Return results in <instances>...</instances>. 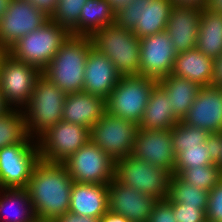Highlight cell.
I'll return each instance as SVG.
<instances>
[{
	"instance_id": "cell-1",
	"label": "cell",
	"mask_w": 222,
	"mask_h": 222,
	"mask_svg": "<svg viewBox=\"0 0 222 222\" xmlns=\"http://www.w3.org/2000/svg\"><path fill=\"white\" fill-rule=\"evenodd\" d=\"M73 183L63 163L40 160L25 188L36 218L54 220L68 212Z\"/></svg>"
},
{
	"instance_id": "cell-2",
	"label": "cell",
	"mask_w": 222,
	"mask_h": 222,
	"mask_svg": "<svg viewBox=\"0 0 222 222\" xmlns=\"http://www.w3.org/2000/svg\"><path fill=\"white\" fill-rule=\"evenodd\" d=\"M92 48L91 37L70 35L42 75L66 94L83 91L85 63Z\"/></svg>"
},
{
	"instance_id": "cell-3",
	"label": "cell",
	"mask_w": 222,
	"mask_h": 222,
	"mask_svg": "<svg viewBox=\"0 0 222 222\" xmlns=\"http://www.w3.org/2000/svg\"><path fill=\"white\" fill-rule=\"evenodd\" d=\"M93 47L115 65L121 76L140 75V39L116 23L91 36Z\"/></svg>"
},
{
	"instance_id": "cell-4",
	"label": "cell",
	"mask_w": 222,
	"mask_h": 222,
	"mask_svg": "<svg viewBox=\"0 0 222 222\" xmlns=\"http://www.w3.org/2000/svg\"><path fill=\"white\" fill-rule=\"evenodd\" d=\"M66 93L41 75L23 109L28 136L37 140L49 128L62 120Z\"/></svg>"
},
{
	"instance_id": "cell-5",
	"label": "cell",
	"mask_w": 222,
	"mask_h": 222,
	"mask_svg": "<svg viewBox=\"0 0 222 222\" xmlns=\"http://www.w3.org/2000/svg\"><path fill=\"white\" fill-rule=\"evenodd\" d=\"M70 35L66 28L49 19L37 30L18 40L6 52L13 58L42 71Z\"/></svg>"
},
{
	"instance_id": "cell-6",
	"label": "cell",
	"mask_w": 222,
	"mask_h": 222,
	"mask_svg": "<svg viewBox=\"0 0 222 222\" xmlns=\"http://www.w3.org/2000/svg\"><path fill=\"white\" fill-rule=\"evenodd\" d=\"M156 80L143 75L121 76L105 99L106 112L140 124Z\"/></svg>"
},
{
	"instance_id": "cell-7",
	"label": "cell",
	"mask_w": 222,
	"mask_h": 222,
	"mask_svg": "<svg viewBox=\"0 0 222 222\" xmlns=\"http://www.w3.org/2000/svg\"><path fill=\"white\" fill-rule=\"evenodd\" d=\"M42 71L28 63L0 52V93L9 109L23 110Z\"/></svg>"
},
{
	"instance_id": "cell-8",
	"label": "cell",
	"mask_w": 222,
	"mask_h": 222,
	"mask_svg": "<svg viewBox=\"0 0 222 222\" xmlns=\"http://www.w3.org/2000/svg\"><path fill=\"white\" fill-rule=\"evenodd\" d=\"M171 176L170 171L138 160L132 155L115 161L114 177L121 184L156 200L168 198Z\"/></svg>"
},
{
	"instance_id": "cell-9",
	"label": "cell",
	"mask_w": 222,
	"mask_h": 222,
	"mask_svg": "<svg viewBox=\"0 0 222 222\" xmlns=\"http://www.w3.org/2000/svg\"><path fill=\"white\" fill-rule=\"evenodd\" d=\"M172 0H134L116 13L115 23L139 38L165 31Z\"/></svg>"
},
{
	"instance_id": "cell-10",
	"label": "cell",
	"mask_w": 222,
	"mask_h": 222,
	"mask_svg": "<svg viewBox=\"0 0 222 222\" xmlns=\"http://www.w3.org/2000/svg\"><path fill=\"white\" fill-rule=\"evenodd\" d=\"M40 160L37 140L29 136L0 149V188H26Z\"/></svg>"
},
{
	"instance_id": "cell-11",
	"label": "cell",
	"mask_w": 222,
	"mask_h": 222,
	"mask_svg": "<svg viewBox=\"0 0 222 222\" xmlns=\"http://www.w3.org/2000/svg\"><path fill=\"white\" fill-rule=\"evenodd\" d=\"M139 125L107 112L91 127L90 140L115 162L132 155Z\"/></svg>"
},
{
	"instance_id": "cell-12",
	"label": "cell",
	"mask_w": 222,
	"mask_h": 222,
	"mask_svg": "<svg viewBox=\"0 0 222 222\" xmlns=\"http://www.w3.org/2000/svg\"><path fill=\"white\" fill-rule=\"evenodd\" d=\"M90 140V129L61 120L37 139L40 159L63 163Z\"/></svg>"
},
{
	"instance_id": "cell-13",
	"label": "cell",
	"mask_w": 222,
	"mask_h": 222,
	"mask_svg": "<svg viewBox=\"0 0 222 222\" xmlns=\"http://www.w3.org/2000/svg\"><path fill=\"white\" fill-rule=\"evenodd\" d=\"M63 164L74 182L109 184L114 179L115 162L91 140Z\"/></svg>"
},
{
	"instance_id": "cell-14",
	"label": "cell",
	"mask_w": 222,
	"mask_h": 222,
	"mask_svg": "<svg viewBox=\"0 0 222 222\" xmlns=\"http://www.w3.org/2000/svg\"><path fill=\"white\" fill-rule=\"evenodd\" d=\"M49 20L43 11L28 0H10L0 20V52H6L25 35Z\"/></svg>"
},
{
	"instance_id": "cell-15",
	"label": "cell",
	"mask_w": 222,
	"mask_h": 222,
	"mask_svg": "<svg viewBox=\"0 0 222 222\" xmlns=\"http://www.w3.org/2000/svg\"><path fill=\"white\" fill-rule=\"evenodd\" d=\"M177 54L166 31L141 38L140 75L156 81L163 79L171 74Z\"/></svg>"
},
{
	"instance_id": "cell-16",
	"label": "cell",
	"mask_w": 222,
	"mask_h": 222,
	"mask_svg": "<svg viewBox=\"0 0 222 222\" xmlns=\"http://www.w3.org/2000/svg\"><path fill=\"white\" fill-rule=\"evenodd\" d=\"M132 156L156 167L174 172L175 154L172 149L171 129L139 128Z\"/></svg>"
},
{
	"instance_id": "cell-17",
	"label": "cell",
	"mask_w": 222,
	"mask_h": 222,
	"mask_svg": "<svg viewBox=\"0 0 222 222\" xmlns=\"http://www.w3.org/2000/svg\"><path fill=\"white\" fill-rule=\"evenodd\" d=\"M182 122L209 131L213 136L222 132V86L201 87Z\"/></svg>"
},
{
	"instance_id": "cell-18",
	"label": "cell",
	"mask_w": 222,
	"mask_h": 222,
	"mask_svg": "<svg viewBox=\"0 0 222 222\" xmlns=\"http://www.w3.org/2000/svg\"><path fill=\"white\" fill-rule=\"evenodd\" d=\"M156 199L121 184L115 177L108 184V209L131 222H148Z\"/></svg>"
},
{
	"instance_id": "cell-19",
	"label": "cell",
	"mask_w": 222,
	"mask_h": 222,
	"mask_svg": "<svg viewBox=\"0 0 222 222\" xmlns=\"http://www.w3.org/2000/svg\"><path fill=\"white\" fill-rule=\"evenodd\" d=\"M202 10L184 5H174L171 9L165 31L177 53L196 48Z\"/></svg>"
},
{
	"instance_id": "cell-20",
	"label": "cell",
	"mask_w": 222,
	"mask_h": 222,
	"mask_svg": "<svg viewBox=\"0 0 222 222\" xmlns=\"http://www.w3.org/2000/svg\"><path fill=\"white\" fill-rule=\"evenodd\" d=\"M120 78L115 65L93 47L85 63L83 91L106 99Z\"/></svg>"
},
{
	"instance_id": "cell-21",
	"label": "cell",
	"mask_w": 222,
	"mask_h": 222,
	"mask_svg": "<svg viewBox=\"0 0 222 222\" xmlns=\"http://www.w3.org/2000/svg\"><path fill=\"white\" fill-rule=\"evenodd\" d=\"M106 112L105 99L84 91L66 95L62 120L91 129Z\"/></svg>"
},
{
	"instance_id": "cell-22",
	"label": "cell",
	"mask_w": 222,
	"mask_h": 222,
	"mask_svg": "<svg viewBox=\"0 0 222 222\" xmlns=\"http://www.w3.org/2000/svg\"><path fill=\"white\" fill-rule=\"evenodd\" d=\"M69 212L101 218L108 209V184L74 182Z\"/></svg>"
},
{
	"instance_id": "cell-23",
	"label": "cell",
	"mask_w": 222,
	"mask_h": 222,
	"mask_svg": "<svg viewBox=\"0 0 222 222\" xmlns=\"http://www.w3.org/2000/svg\"><path fill=\"white\" fill-rule=\"evenodd\" d=\"M213 61L197 48L178 53L171 75L186 78L200 87L212 85Z\"/></svg>"
},
{
	"instance_id": "cell-24",
	"label": "cell",
	"mask_w": 222,
	"mask_h": 222,
	"mask_svg": "<svg viewBox=\"0 0 222 222\" xmlns=\"http://www.w3.org/2000/svg\"><path fill=\"white\" fill-rule=\"evenodd\" d=\"M170 105L168 95L157 83L151 91L139 128L172 129L179 120L175 117Z\"/></svg>"
},
{
	"instance_id": "cell-25",
	"label": "cell",
	"mask_w": 222,
	"mask_h": 222,
	"mask_svg": "<svg viewBox=\"0 0 222 222\" xmlns=\"http://www.w3.org/2000/svg\"><path fill=\"white\" fill-rule=\"evenodd\" d=\"M157 83L168 95L171 104L170 107L175 117L179 121H182L190 110L201 87L186 78L171 74L158 80Z\"/></svg>"
},
{
	"instance_id": "cell-26",
	"label": "cell",
	"mask_w": 222,
	"mask_h": 222,
	"mask_svg": "<svg viewBox=\"0 0 222 222\" xmlns=\"http://www.w3.org/2000/svg\"><path fill=\"white\" fill-rule=\"evenodd\" d=\"M116 13L106 0H88L83 6L73 36L91 37L103 27L115 23Z\"/></svg>"
},
{
	"instance_id": "cell-27",
	"label": "cell",
	"mask_w": 222,
	"mask_h": 222,
	"mask_svg": "<svg viewBox=\"0 0 222 222\" xmlns=\"http://www.w3.org/2000/svg\"><path fill=\"white\" fill-rule=\"evenodd\" d=\"M35 219L25 188H0V222H34Z\"/></svg>"
},
{
	"instance_id": "cell-28",
	"label": "cell",
	"mask_w": 222,
	"mask_h": 222,
	"mask_svg": "<svg viewBox=\"0 0 222 222\" xmlns=\"http://www.w3.org/2000/svg\"><path fill=\"white\" fill-rule=\"evenodd\" d=\"M196 48L213 60L222 55V13L203 7Z\"/></svg>"
},
{
	"instance_id": "cell-29",
	"label": "cell",
	"mask_w": 222,
	"mask_h": 222,
	"mask_svg": "<svg viewBox=\"0 0 222 222\" xmlns=\"http://www.w3.org/2000/svg\"><path fill=\"white\" fill-rule=\"evenodd\" d=\"M217 139L214 136L208 142H204L199 147L186 148L175 157L173 174H179L188 168H197L218 163L217 160Z\"/></svg>"
},
{
	"instance_id": "cell-30",
	"label": "cell",
	"mask_w": 222,
	"mask_h": 222,
	"mask_svg": "<svg viewBox=\"0 0 222 222\" xmlns=\"http://www.w3.org/2000/svg\"><path fill=\"white\" fill-rule=\"evenodd\" d=\"M168 198L173 203L196 208H207L209 191L195 188L183 181L177 174H172L170 179Z\"/></svg>"
},
{
	"instance_id": "cell-31",
	"label": "cell",
	"mask_w": 222,
	"mask_h": 222,
	"mask_svg": "<svg viewBox=\"0 0 222 222\" xmlns=\"http://www.w3.org/2000/svg\"><path fill=\"white\" fill-rule=\"evenodd\" d=\"M28 137L23 110L8 109L0 115V149L23 142Z\"/></svg>"
},
{
	"instance_id": "cell-32",
	"label": "cell",
	"mask_w": 222,
	"mask_h": 222,
	"mask_svg": "<svg viewBox=\"0 0 222 222\" xmlns=\"http://www.w3.org/2000/svg\"><path fill=\"white\" fill-rule=\"evenodd\" d=\"M172 149L175 157L186 150V148L199 147L204 142H208L214 136L207 130L201 129L179 121L171 129Z\"/></svg>"
},
{
	"instance_id": "cell-33",
	"label": "cell",
	"mask_w": 222,
	"mask_h": 222,
	"mask_svg": "<svg viewBox=\"0 0 222 222\" xmlns=\"http://www.w3.org/2000/svg\"><path fill=\"white\" fill-rule=\"evenodd\" d=\"M178 176L195 188L210 191L222 178V169L218 163L182 170Z\"/></svg>"
},
{
	"instance_id": "cell-34",
	"label": "cell",
	"mask_w": 222,
	"mask_h": 222,
	"mask_svg": "<svg viewBox=\"0 0 222 222\" xmlns=\"http://www.w3.org/2000/svg\"><path fill=\"white\" fill-rule=\"evenodd\" d=\"M88 0H58L50 20L71 32L79 23L81 10Z\"/></svg>"
},
{
	"instance_id": "cell-35",
	"label": "cell",
	"mask_w": 222,
	"mask_h": 222,
	"mask_svg": "<svg viewBox=\"0 0 222 222\" xmlns=\"http://www.w3.org/2000/svg\"><path fill=\"white\" fill-rule=\"evenodd\" d=\"M206 221L222 222V178L209 191V198L206 209Z\"/></svg>"
},
{
	"instance_id": "cell-36",
	"label": "cell",
	"mask_w": 222,
	"mask_h": 222,
	"mask_svg": "<svg viewBox=\"0 0 222 222\" xmlns=\"http://www.w3.org/2000/svg\"><path fill=\"white\" fill-rule=\"evenodd\" d=\"M167 200L172 204L177 222H205L206 209L196 208L195 206H184L180 203H173L169 198Z\"/></svg>"
},
{
	"instance_id": "cell-37",
	"label": "cell",
	"mask_w": 222,
	"mask_h": 222,
	"mask_svg": "<svg viewBox=\"0 0 222 222\" xmlns=\"http://www.w3.org/2000/svg\"><path fill=\"white\" fill-rule=\"evenodd\" d=\"M148 222H177L172 204L167 199L157 200L153 205Z\"/></svg>"
},
{
	"instance_id": "cell-38",
	"label": "cell",
	"mask_w": 222,
	"mask_h": 222,
	"mask_svg": "<svg viewBox=\"0 0 222 222\" xmlns=\"http://www.w3.org/2000/svg\"><path fill=\"white\" fill-rule=\"evenodd\" d=\"M54 222H99V218L93 216H81L71 212H66L53 220Z\"/></svg>"
},
{
	"instance_id": "cell-39",
	"label": "cell",
	"mask_w": 222,
	"mask_h": 222,
	"mask_svg": "<svg viewBox=\"0 0 222 222\" xmlns=\"http://www.w3.org/2000/svg\"><path fill=\"white\" fill-rule=\"evenodd\" d=\"M34 4L39 10L43 11L47 16H51L54 12L58 0H28Z\"/></svg>"
},
{
	"instance_id": "cell-40",
	"label": "cell",
	"mask_w": 222,
	"mask_h": 222,
	"mask_svg": "<svg viewBox=\"0 0 222 222\" xmlns=\"http://www.w3.org/2000/svg\"><path fill=\"white\" fill-rule=\"evenodd\" d=\"M212 85L222 86V55L213 61Z\"/></svg>"
},
{
	"instance_id": "cell-41",
	"label": "cell",
	"mask_w": 222,
	"mask_h": 222,
	"mask_svg": "<svg viewBox=\"0 0 222 222\" xmlns=\"http://www.w3.org/2000/svg\"><path fill=\"white\" fill-rule=\"evenodd\" d=\"M99 222H131L126 217L107 211L100 219Z\"/></svg>"
},
{
	"instance_id": "cell-42",
	"label": "cell",
	"mask_w": 222,
	"mask_h": 222,
	"mask_svg": "<svg viewBox=\"0 0 222 222\" xmlns=\"http://www.w3.org/2000/svg\"><path fill=\"white\" fill-rule=\"evenodd\" d=\"M174 5L205 7L207 0H172Z\"/></svg>"
},
{
	"instance_id": "cell-43",
	"label": "cell",
	"mask_w": 222,
	"mask_h": 222,
	"mask_svg": "<svg viewBox=\"0 0 222 222\" xmlns=\"http://www.w3.org/2000/svg\"><path fill=\"white\" fill-rule=\"evenodd\" d=\"M110 5L111 8L117 13L120 9L125 7L127 4H130L134 0H106Z\"/></svg>"
},
{
	"instance_id": "cell-44",
	"label": "cell",
	"mask_w": 222,
	"mask_h": 222,
	"mask_svg": "<svg viewBox=\"0 0 222 222\" xmlns=\"http://www.w3.org/2000/svg\"><path fill=\"white\" fill-rule=\"evenodd\" d=\"M205 7L217 13H222V0H207Z\"/></svg>"
},
{
	"instance_id": "cell-45",
	"label": "cell",
	"mask_w": 222,
	"mask_h": 222,
	"mask_svg": "<svg viewBox=\"0 0 222 222\" xmlns=\"http://www.w3.org/2000/svg\"><path fill=\"white\" fill-rule=\"evenodd\" d=\"M217 139V160L218 164L222 169V132L220 134L215 135Z\"/></svg>"
},
{
	"instance_id": "cell-46",
	"label": "cell",
	"mask_w": 222,
	"mask_h": 222,
	"mask_svg": "<svg viewBox=\"0 0 222 222\" xmlns=\"http://www.w3.org/2000/svg\"><path fill=\"white\" fill-rule=\"evenodd\" d=\"M10 0H0V20L4 13L7 11Z\"/></svg>"
},
{
	"instance_id": "cell-47",
	"label": "cell",
	"mask_w": 222,
	"mask_h": 222,
	"mask_svg": "<svg viewBox=\"0 0 222 222\" xmlns=\"http://www.w3.org/2000/svg\"><path fill=\"white\" fill-rule=\"evenodd\" d=\"M9 108L5 105V102L3 100V96L0 93V115L5 113Z\"/></svg>"
},
{
	"instance_id": "cell-48",
	"label": "cell",
	"mask_w": 222,
	"mask_h": 222,
	"mask_svg": "<svg viewBox=\"0 0 222 222\" xmlns=\"http://www.w3.org/2000/svg\"><path fill=\"white\" fill-rule=\"evenodd\" d=\"M34 222H54L53 220H44V219H38V218H36L35 220H34Z\"/></svg>"
}]
</instances>
